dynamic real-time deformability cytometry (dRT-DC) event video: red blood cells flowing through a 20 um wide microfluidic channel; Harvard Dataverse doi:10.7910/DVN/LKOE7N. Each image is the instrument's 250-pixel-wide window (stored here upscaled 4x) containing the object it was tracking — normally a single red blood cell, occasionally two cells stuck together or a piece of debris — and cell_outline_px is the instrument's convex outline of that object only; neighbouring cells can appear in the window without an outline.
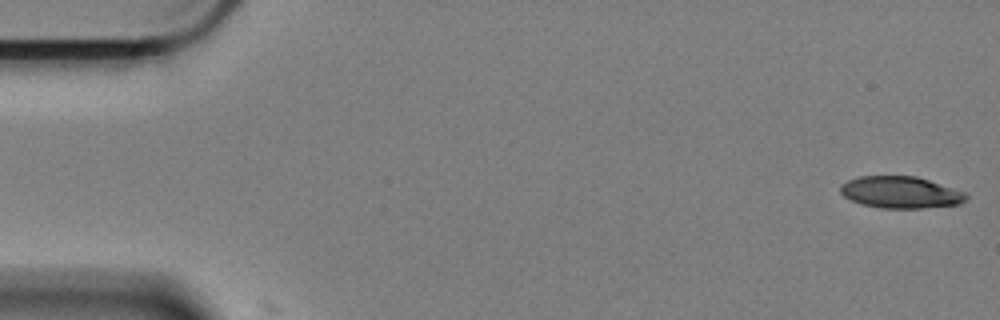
{"species": "Egyptian fruit bat (a non-hibernating species)", "species_latin": "Rousettus aegyptiacus", "temperature_condition": "cold", "stored_images_in_passage": 2, "camera_frame_rate_fps": 3000, "um_per_image_px": 0.085, "animal": {"sex": "female"}, "frame": {"image": 1, "passage_image": 1, "time_ms": 0.0, "image_size_px": [1000, 320], "cell_outline_px": [[968, 196], [960, 204], [920, 208], [884, 208], [864, 204], [852, 200], [844, 196], [840, 192], [840, 184], [848, 180], [860, 176], [916, 176], [964, 192]], "centroid_in_image_um": [76.52, 16.34], "position_along_channel_um": 8.5, "area_um2": 22.95}}